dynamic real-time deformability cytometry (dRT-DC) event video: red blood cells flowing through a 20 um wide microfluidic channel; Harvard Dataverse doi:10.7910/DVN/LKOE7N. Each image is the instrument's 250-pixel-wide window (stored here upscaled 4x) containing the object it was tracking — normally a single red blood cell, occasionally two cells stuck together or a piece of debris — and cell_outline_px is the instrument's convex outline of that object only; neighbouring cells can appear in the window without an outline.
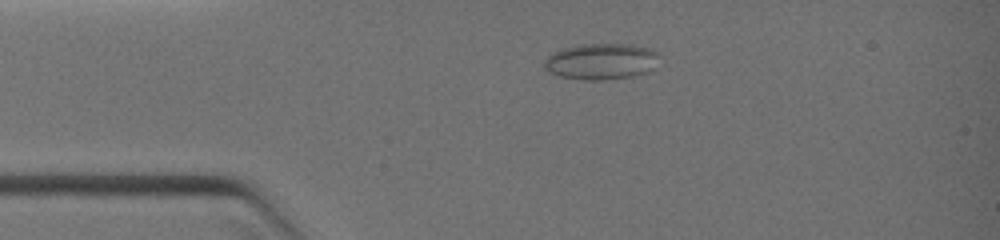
{"species": "common noctule bat (a hibernating species)", "species_latin": "Nyctalus noctula", "temperature_condition": "warm", "stored_images_in_passage": 35, "camera_frame_rate_fps": 3000, "um_per_image_px": 0.085, "animal": {"sex": "female", "body_mass_g": 19.0, "forearm_length_mm": 51.5}, "frame": {"image": 1, "passage_image": 3, "time_ms": 1.0, "image_size_px": [1000, 240], "cell_outline_px": [[660, 52], [656, 68], [632, 76], [604, 80], [584, 80], [560, 76], [548, 72], [544, 68], [544, 60], [552, 52], [564, 48], [580, 44], [632, 44], [652, 48]], "centroid_in_image_um": [51.13, 5.21], "position_along_channel_um": 33.9, "area_um2": 24.57}}
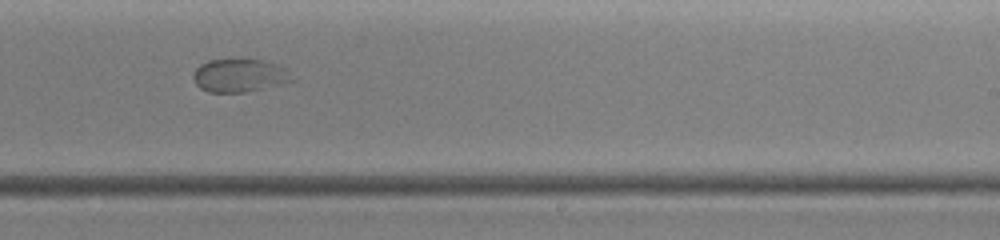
{"frame": {"image": 2, "passage_image": 23, "time_ms": 6.0, "image_size_px": [1000, 240], "cell_outline_px": [[296, 80], [264, 88], [244, 92], [208, 92], [200, 88], [196, 84], [192, 76], [196, 68], [200, 64], [208, 60], [260, 60], [276, 64], [284, 68]], "centroid_in_image_um": [20.33, 6.43], "position_along_channel_um": 268.7, "area_um2": 18.84}}
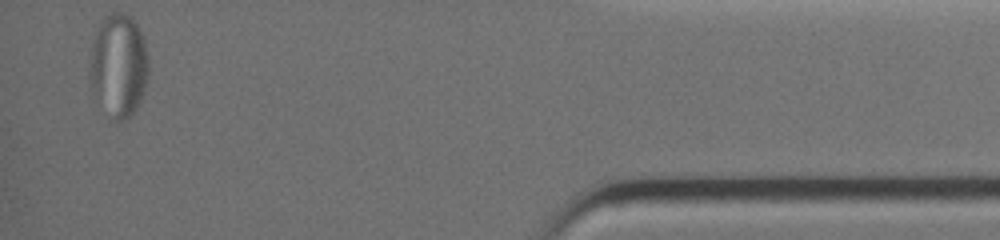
{"frame": {"image": 3, "passage_image": 35, "time_ms": 10.0, "image_size_px": [1000, 240], "cell_outline_px": [[148, 72], [144, 92], [136, 108], [124, 120], [112, 120], [92, 92], [88, 80], [88, 72], [92, 40], [100, 20], [104, 16], [112, 12], [120, 12], [132, 16], [144, 36], [148, 56]], "centroid_in_image_um": [10.06, 5.52], "position_along_channel_um": 425.1, "area_um2": 36.07}}